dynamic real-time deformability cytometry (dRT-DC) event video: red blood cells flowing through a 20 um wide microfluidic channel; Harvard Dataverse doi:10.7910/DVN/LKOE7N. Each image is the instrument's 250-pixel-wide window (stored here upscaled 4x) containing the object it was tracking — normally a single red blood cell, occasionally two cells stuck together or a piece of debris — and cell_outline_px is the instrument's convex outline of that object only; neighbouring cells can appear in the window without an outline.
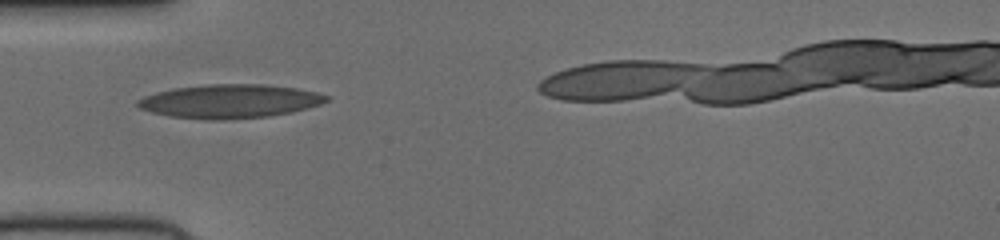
{"species": "human", "species_latin": "Homo sapiens", "temperature_condition": "cold", "stored_images_in_passage": 30, "camera_frame_rate_fps": 3000, "um_per_image_px": 0.085, "donor": {"sex": "female"}, "frame": {"image": 1, "passage_image": 1, "time_ms": 0.0, "image_size_px": [1000, 240], "cell_outline_px": [[328, 100], [320, 104], [292, 112], [268, 116], [220, 120], [204, 120], [168, 116], [152, 112], [140, 108], [136, 104], [136, 100], [144, 96], [156, 92], [176, 88], [204, 84], [264, 84], [296, 88], [316, 92], [328, 96]], "centroid_in_image_um": [19.49, 8.61], "position_along_channel_um": 65.5, "area_um2": 37.11}}
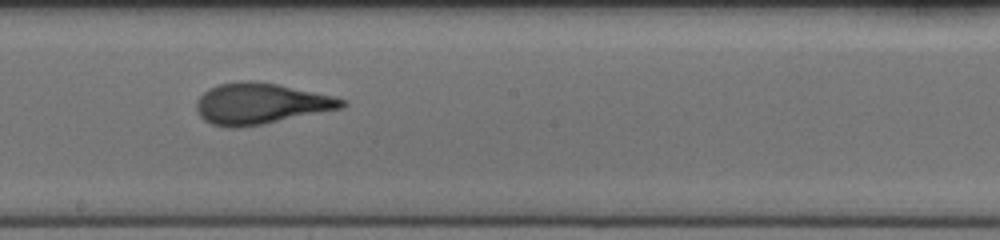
{"frame": {"image": 2, "passage_image": 13, "time_ms": 4.0, "image_size_px": [1000, 240], "cell_outline_px": [[348, 104], [344, 108], [264, 124], [236, 128], [228, 128], [212, 124], [204, 120], [196, 112], [196, 100], [208, 88], [216, 84], [240, 80], [252, 80], [276, 84], [336, 96], [348, 100]], "centroid_in_image_um": [22.17, 8.8], "position_along_channel_um": 226.0, "area_um2": 35.32}}
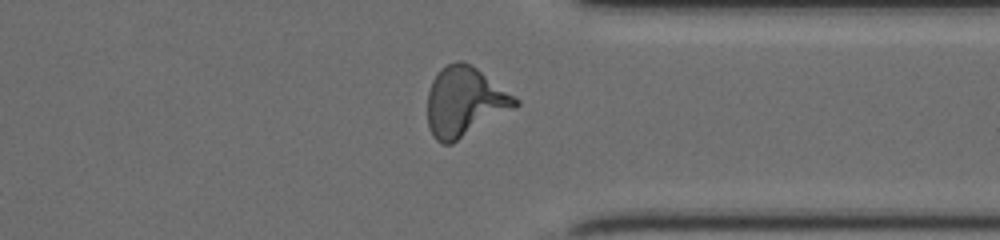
{"frame": {"image": 3, "passage_image": 24, "time_ms": 7.667, "image_size_px": [1000, 240], "cell_outline_px": [[520, 104], [516, 108], [452, 144], [444, 144], [436, 140], [432, 136], [428, 124], [428, 92], [432, 80], [440, 68], [456, 60], [464, 60], [472, 64], [516, 96], [520, 100]], "centroid_in_image_um": [39.52, 8.64], "position_along_channel_um": 371.9, "area_um2": 36.13}}